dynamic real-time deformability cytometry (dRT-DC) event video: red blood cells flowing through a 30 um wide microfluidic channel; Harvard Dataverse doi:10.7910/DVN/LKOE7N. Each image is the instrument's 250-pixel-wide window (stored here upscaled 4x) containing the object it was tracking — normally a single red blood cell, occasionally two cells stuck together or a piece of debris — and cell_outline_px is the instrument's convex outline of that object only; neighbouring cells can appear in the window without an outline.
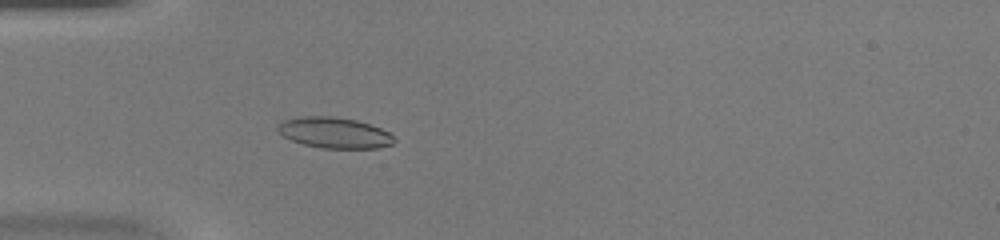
{"species": "common noctule bat (a hibernating species)", "species_latin": "Nyctalus noctula", "temperature_condition": "warm", "stored_images_in_passage": 46, "camera_frame_rate_fps": 3000, "um_per_image_px": 0.085, "animal": {"sex": "female", "body_mass_g": 20.0, "forearm_length_mm": 54.0}, "frame": {"image": 1, "passage_image": 14, "time_ms": 4.333, "image_size_px": [1000, 240], "cell_outline_px": [[396, 140], [392, 144], [380, 148], [320, 148], [304, 144], [292, 140], [284, 136], [276, 128], [284, 120], [300, 116], [332, 116], [356, 120], [380, 128], [388, 132]], "centroid_in_image_um": [28.43, 11.28], "position_along_channel_um": 56.6, "area_um2": 20.75}}
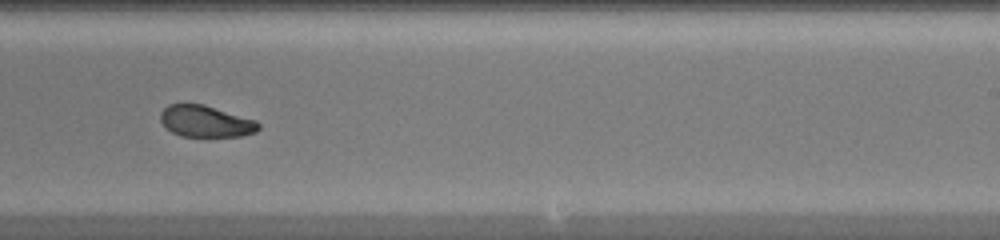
{"frame": {"image": 2, "passage_image": 29, "time_ms": 9.333, "image_size_px": [1000, 240], "cell_outline_px": [[260, 128], [256, 132], [240, 136], [180, 136], [172, 132], [160, 120], [160, 112], [168, 104], [204, 104], [256, 120], [260, 124]], "centroid_in_image_um": [17.5, 10.31], "position_along_channel_um": 271.5, "area_um2": 17.98}}
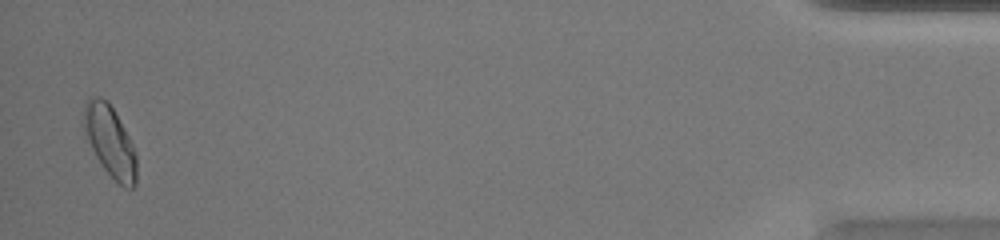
{"frame": {"image": 3, "passage_image": 45, "time_ms": 14.667, "image_size_px": [1000, 240], "cell_outline_px": [[136, 184], [132, 188], [124, 188], [104, 168], [96, 156], [84, 132], [84, 104], [92, 96], [100, 96], [108, 100], [128, 136], [132, 144], [136, 156]], "centroid_in_image_um": [9.35, 11.99], "position_along_channel_um": 425.8, "area_um2": 21.39}}